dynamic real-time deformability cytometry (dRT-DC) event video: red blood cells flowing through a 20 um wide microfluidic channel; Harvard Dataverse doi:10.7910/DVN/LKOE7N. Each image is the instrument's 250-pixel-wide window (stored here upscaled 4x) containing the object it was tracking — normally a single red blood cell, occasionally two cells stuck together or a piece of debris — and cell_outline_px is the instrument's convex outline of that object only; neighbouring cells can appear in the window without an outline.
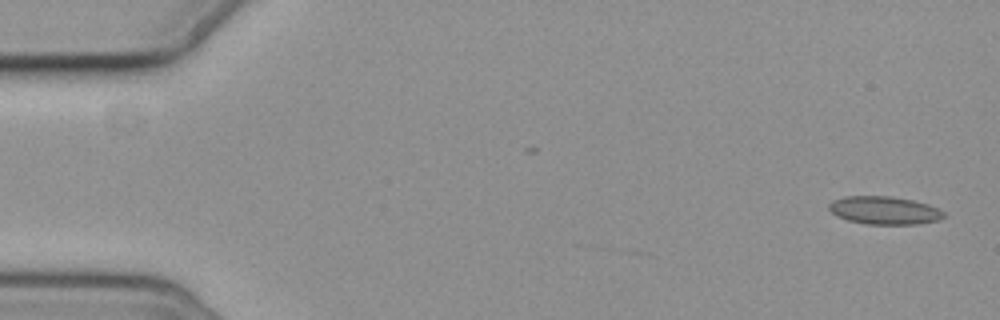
{"species": "common noctule bat (a hibernating species)", "species_latin": "Nyctalus noctula", "temperature_condition": "cold", "stored_images_in_passage": 6, "segment_of_instrument_passage": [3, 3], "camera_frame_rate_fps": 3000, "um_per_image_px": 0.085, "animal": {"sex": "female", "body_mass_g": 19.3, "forearm_length_mm": 54.1}, "frame": {"image": 1, "passage_image": 6, "time_ms": 6.667, "image_size_px": [1000, 320], "cell_outline_px": [[944, 216], [940, 220], [916, 224], [868, 224], [848, 220], [836, 216], [828, 208], [828, 204], [832, 200], [844, 196], [892, 196], [912, 200], [928, 204], [944, 212]], "centroid_in_image_um": [75.14, 17.87], "position_along_channel_um": 9.9, "area_um2": 18.73}}